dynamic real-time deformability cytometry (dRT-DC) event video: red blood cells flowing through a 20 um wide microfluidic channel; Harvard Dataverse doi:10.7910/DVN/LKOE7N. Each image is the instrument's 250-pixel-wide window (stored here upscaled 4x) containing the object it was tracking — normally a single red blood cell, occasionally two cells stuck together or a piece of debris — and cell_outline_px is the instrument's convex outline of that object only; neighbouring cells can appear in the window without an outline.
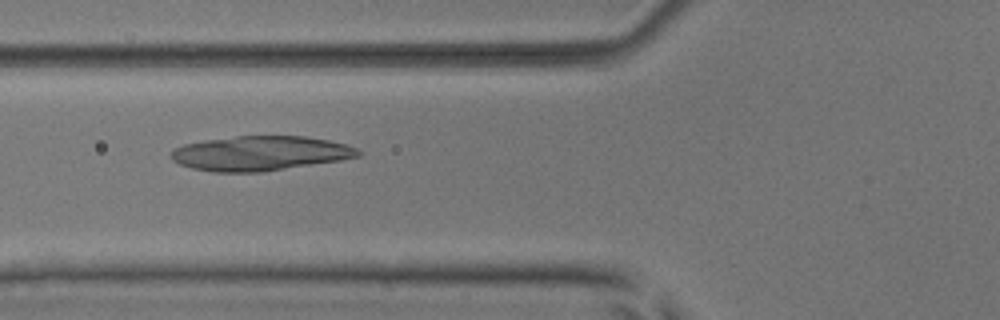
{"species": "common noctule bat (a hibernating species)", "species_latin": "Nyctalus noctula", "temperature_condition": "room temperature", "stored_images_in_passage": 53, "camera_frame_rate_fps": 3000, "um_per_image_px": 0.085, "animal": {"sex": "male", "body_mass_g": 17.9, "forearm_length_mm": 54.2}, "frame": {"image": 1, "passage_image": 21, "time_ms": 6.667, "image_size_px": [1000, 320], "cell_outline_px": [[364, 152], [360, 156], [340, 160], [260, 172], [216, 172], [192, 168], [180, 164], [172, 160], [172, 148], [184, 144], [204, 140], [236, 136], [304, 136], [328, 140], [348, 144]], "centroid_in_image_um": [22.13, 13.02], "position_along_channel_um": 103.7, "area_um2": 37.69}}
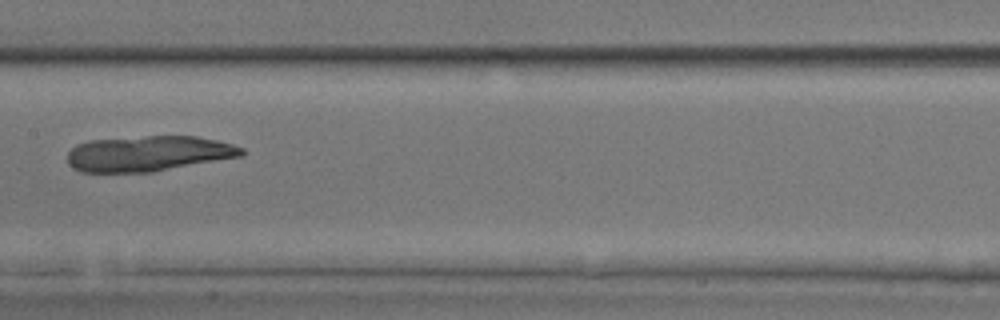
{"frame": {"image": 2, "passage_image": 28, "time_ms": 9.0, "image_size_px": [1000, 320], "cell_outline_px": [[244, 156], [152, 172], [80, 172], [72, 168], [68, 164], [68, 152], [76, 144], [92, 140], [148, 136], [196, 136], [216, 140], [232, 144], [244, 148]], "centroid_in_image_um": [12.63, 13.06], "position_along_channel_um": 194.8, "area_um2": 36.13}}
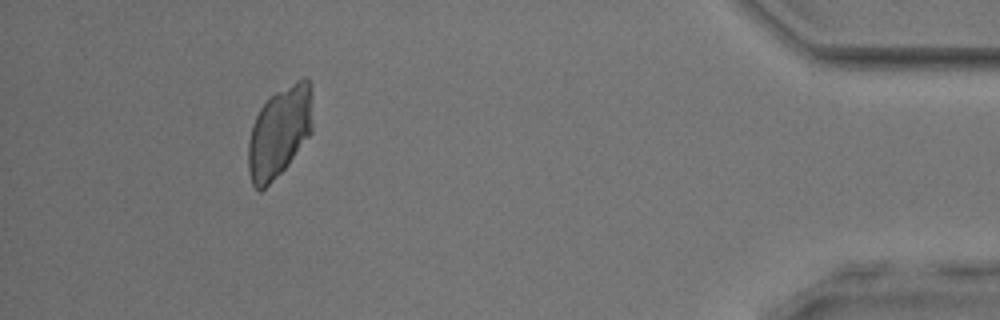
{"frame": {"image": 3, "passage_image": 49, "time_ms": 16.0, "image_size_px": [1000, 320], "cell_outline_px": [[312, 132], [288, 164], [260, 192], [252, 184], [248, 172], [248, 140], [252, 124], [260, 108], [276, 92], [296, 80], [304, 76], [308, 80], [312, 124]], "centroid_in_image_um": [23.71, 11.24], "position_along_channel_um": 411.5, "area_um2": 33.47}}